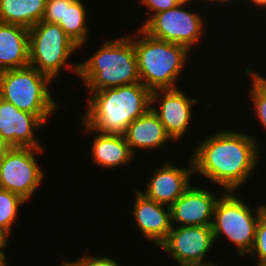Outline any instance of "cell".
I'll use <instances>...</instances> for the list:
<instances>
[{
  "label": "cell",
  "mask_w": 266,
  "mask_h": 266,
  "mask_svg": "<svg viewBox=\"0 0 266 266\" xmlns=\"http://www.w3.org/2000/svg\"><path fill=\"white\" fill-rule=\"evenodd\" d=\"M197 101L186 96L180 88L151 92V109L159 117L173 142L183 138L188 130L193 114L192 106L196 105ZM156 102L159 108L154 107Z\"/></svg>",
  "instance_id": "cell-11"
},
{
  "label": "cell",
  "mask_w": 266,
  "mask_h": 266,
  "mask_svg": "<svg viewBox=\"0 0 266 266\" xmlns=\"http://www.w3.org/2000/svg\"><path fill=\"white\" fill-rule=\"evenodd\" d=\"M135 189L133 216L145 239L159 247L171 230L170 206L157 203ZM165 207V208H164Z\"/></svg>",
  "instance_id": "cell-15"
},
{
  "label": "cell",
  "mask_w": 266,
  "mask_h": 266,
  "mask_svg": "<svg viewBox=\"0 0 266 266\" xmlns=\"http://www.w3.org/2000/svg\"><path fill=\"white\" fill-rule=\"evenodd\" d=\"M78 48L56 23L40 21L29 28V66L52 81L67 66L68 70L78 74V63L72 67L69 65V59Z\"/></svg>",
  "instance_id": "cell-7"
},
{
  "label": "cell",
  "mask_w": 266,
  "mask_h": 266,
  "mask_svg": "<svg viewBox=\"0 0 266 266\" xmlns=\"http://www.w3.org/2000/svg\"><path fill=\"white\" fill-rule=\"evenodd\" d=\"M255 139V136L229 129L205 137L193 149L194 172L221 185L226 192H236L250 179L259 163L260 147Z\"/></svg>",
  "instance_id": "cell-1"
},
{
  "label": "cell",
  "mask_w": 266,
  "mask_h": 266,
  "mask_svg": "<svg viewBox=\"0 0 266 266\" xmlns=\"http://www.w3.org/2000/svg\"><path fill=\"white\" fill-rule=\"evenodd\" d=\"M6 254L5 253H0V266H7L8 263L6 262Z\"/></svg>",
  "instance_id": "cell-30"
},
{
  "label": "cell",
  "mask_w": 266,
  "mask_h": 266,
  "mask_svg": "<svg viewBox=\"0 0 266 266\" xmlns=\"http://www.w3.org/2000/svg\"><path fill=\"white\" fill-rule=\"evenodd\" d=\"M82 121L95 132L124 135L151 108V91L141 82L90 93Z\"/></svg>",
  "instance_id": "cell-2"
},
{
  "label": "cell",
  "mask_w": 266,
  "mask_h": 266,
  "mask_svg": "<svg viewBox=\"0 0 266 266\" xmlns=\"http://www.w3.org/2000/svg\"><path fill=\"white\" fill-rule=\"evenodd\" d=\"M249 254L253 258L257 256V263H266V210L258 220L255 241Z\"/></svg>",
  "instance_id": "cell-23"
},
{
  "label": "cell",
  "mask_w": 266,
  "mask_h": 266,
  "mask_svg": "<svg viewBox=\"0 0 266 266\" xmlns=\"http://www.w3.org/2000/svg\"><path fill=\"white\" fill-rule=\"evenodd\" d=\"M88 255L89 254H85L74 261H66L71 266H119L118 262L110 257H94Z\"/></svg>",
  "instance_id": "cell-25"
},
{
  "label": "cell",
  "mask_w": 266,
  "mask_h": 266,
  "mask_svg": "<svg viewBox=\"0 0 266 266\" xmlns=\"http://www.w3.org/2000/svg\"><path fill=\"white\" fill-rule=\"evenodd\" d=\"M77 75L89 93L141 82L132 36L106 40L78 64Z\"/></svg>",
  "instance_id": "cell-3"
},
{
  "label": "cell",
  "mask_w": 266,
  "mask_h": 266,
  "mask_svg": "<svg viewBox=\"0 0 266 266\" xmlns=\"http://www.w3.org/2000/svg\"><path fill=\"white\" fill-rule=\"evenodd\" d=\"M244 71L252 78V86L248 93L254 105L257 120L266 129V76L261 75L258 71H253L251 67Z\"/></svg>",
  "instance_id": "cell-22"
},
{
  "label": "cell",
  "mask_w": 266,
  "mask_h": 266,
  "mask_svg": "<svg viewBox=\"0 0 266 266\" xmlns=\"http://www.w3.org/2000/svg\"><path fill=\"white\" fill-rule=\"evenodd\" d=\"M44 123L35 115L19 110L0 98V135L12 146L42 148L35 136V129Z\"/></svg>",
  "instance_id": "cell-14"
},
{
  "label": "cell",
  "mask_w": 266,
  "mask_h": 266,
  "mask_svg": "<svg viewBox=\"0 0 266 266\" xmlns=\"http://www.w3.org/2000/svg\"><path fill=\"white\" fill-rule=\"evenodd\" d=\"M51 82L47 75L31 66L4 70L0 72V98L19 110L35 114L45 124L60 108L50 93Z\"/></svg>",
  "instance_id": "cell-5"
},
{
  "label": "cell",
  "mask_w": 266,
  "mask_h": 266,
  "mask_svg": "<svg viewBox=\"0 0 266 266\" xmlns=\"http://www.w3.org/2000/svg\"><path fill=\"white\" fill-rule=\"evenodd\" d=\"M12 146L0 135V169L4 162L6 154L10 151Z\"/></svg>",
  "instance_id": "cell-27"
},
{
  "label": "cell",
  "mask_w": 266,
  "mask_h": 266,
  "mask_svg": "<svg viewBox=\"0 0 266 266\" xmlns=\"http://www.w3.org/2000/svg\"><path fill=\"white\" fill-rule=\"evenodd\" d=\"M215 244L211 226H174L167 239L159 246L181 265L207 266L214 262L205 261Z\"/></svg>",
  "instance_id": "cell-10"
},
{
  "label": "cell",
  "mask_w": 266,
  "mask_h": 266,
  "mask_svg": "<svg viewBox=\"0 0 266 266\" xmlns=\"http://www.w3.org/2000/svg\"><path fill=\"white\" fill-rule=\"evenodd\" d=\"M25 202L18 194L0 188V228L9 236L19 209Z\"/></svg>",
  "instance_id": "cell-21"
},
{
  "label": "cell",
  "mask_w": 266,
  "mask_h": 266,
  "mask_svg": "<svg viewBox=\"0 0 266 266\" xmlns=\"http://www.w3.org/2000/svg\"><path fill=\"white\" fill-rule=\"evenodd\" d=\"M83 130L88 133H97L91 145V160L101 168L113 169L127 165L132 161L133 154L124 135L103 134L95 132L83 122Z\"/></svg>",
  "instance_id": "cell-17"
},
{
  "label": "cell",
  "mask_w": 266,
  "mask_h": 266,
  "mask_svg": "<svg viewBox=\"0 0 266 266\" xmlns=\"http://www.w3.org/2000/svg\"><path fill=\"white\" fill-rule=\"evenodd\" d=\"M185 6L178 4L174 8L151 15L146 22H142L140 28L153 38L182 45L191 52L194 44L205 33V19Z\"/></svg>",
  "instance_id": "cell-8"
},
{
  "label": "cell",
  "mask_w": 266,
  "mask_h": 266,
  "mask_svg": "<svg viewBox=\"0 0 266 266\" xmlns=\"http://www.w3.org/2000/svg\"><path fill=\"white\" fill-rule=\"evenodd\" d=\"M43 148L12 147L6 154L0 169V188L18 194L27 202L45 179L35 153Z\"/></svg>",
  "instance_id": "cell-9"
},
{
  "label": "cell",
  "mask_w": 266,
  "mask_h": 266,
  "mask_svg": "<svg viewBox=\"0 0 266 266\" xmlns=\"http://www.w3.org/2000/svg\"><path fill=\"white\" fill-rule=\"evenodd\" d=\"M218 199V195L208 189L191 185L170 206L171 225L211 226Z\"/></svg>",
  "instance_id": "cell-12"
},
{
  "label": "cell",
  "mask_w": 266,
  "mask_h": 266,
  "mask_svg": "<svg viewBox=\"0 0 266 266\" xmlns=\"http://www.w3.org/2000/svg\"><path fill=\"white\" fill-rule=\"evenodd\" d=\"M65 13V0H47L42 21L58 24Z\"/></svg>",
  "instance_id": "cell-24"
},
{
  "label": "cell",
  "mask_w": 266,
  "mask_h": 266,
  "mask_svg": "<svg viewBox=\"0 0 266 266\" xmlns=\"http://www.w3.org/2000/svg\"><path fill=\"white\" fill-rule=\"evenodd\" d=\"M132 42L137 58L141 83L151 92L154 90L177 89V78L186 65V47L149 36L141 28ZM140 36V38H139Z\"/></svg>",
  "instance_id": "cell-4"
},
{
  "label": "cell",
  "mask_w": 266,
  "mask_h": 266,
  "mask_svg": "<svg viewBox=\"0 0 266 266\" xmlns=\"http://www.w3.org/2000/svg\"><path fill=\"white\" fill-rule=\"evenodd\" d=\"M250 1L252 2L251 3L252 5H256L262 9L264 7V9H266V0H250Z\"/></svg>",
  "instance_id": "cell-29"
},
{
  "label": "cell",
  "mask_w": 266,
  "mask_h": 266,
  "mask_svg": "<svg viewBox=\"0 0 266 266\" xmlns=\"http://www.w3.org/2000/svg\"><path fill=\"white\" fill-rule=\"evenodd\" d=\"M140 2L145 5L148 10L152 11L151 13H153V15L178 5L176 0H140Z\"/></svg>",
  "instance_id": "cell-26"
},
{
  "label": "cell",
  "mask_w": 266,
  "mask_h": 266,
  "mask_svg": "<svg viewBox=\"0 0 266 266\" xmlns=\"http://www.w3.org/2000/svg\"><path fill=\"white\" fill-rule=\"evenodd\" d=\"M8 239L9 235L0 228V253H4L5 247L9 243Z\"/></svg>",
  "instance_id": "cell-28"
},
{
  "label": "cell",
  "mask_w": 266,
  "mask_h": 266,
  "mask_svg": "<svg viewBox=\"0 0 266 266\" xmlns=\"http://www.w3.org/2000/svg\"><path fill=\"white\" fill-rule=\"evenodd\" d=\"M29 66V29L0 22V72Z\"/></svg>",
  "instance_id": "cell-16"
},
{
  "label": "cell",
  "mask_w": 266,
  "mask_h": 266,
  "mask_svg": "<svg viewBox=\"0 0 266 266\" xmlns=\"http://www.w3.org/2000/svg\"><path fill=\"white\" fill-rule=\"evenodd\" d=\"M256 266H266V263H258Z\"/></svg>",
  "instance_id": "cell-34"
},
{
  "label": "cell",
  "mask_w": 266,
  "mask_h": 266,
  "mask_svg": "<svg viewBox=\"0 0 266 266\" xmlns=\"http://www.w3.org/2000/svg\"><path fill=\"white\" fill-rule=\"evenodd\" d=\"M124 136L133 154L138 148L142 150L158 147L164 149L167 141H173L151 108L128 125Z\"/></svg>",
  "instance_id": "cell-18"
},
{
  "label": "cell",
  "mask_w": 266,
  "mask_h": 266,
  "mask_svg": "<svg viewBox=\"0 0 266 266\" xmlns=\"http://www.w3.org/2000/svg\"><path fill=\"white\" fill-rule=\"evenodd\" d=\"M189 161L190 167L187 168L165 162L152 171L153 176L146 183V193H141L150 200L171 206L192 185L190 181L195 172L192 159Z\"/></svg>",
  "instance_id": "cell-13"
},
{
  "label": "cell",
  "mask_w": 266,
  "mask_h": 266,
  "mask_svg": "<svg viewBox=\"0 0 266 266\" xmlns=\"http://www.w3.org/2000/svg\"><path fill=\"white\" fill-rule=\"evenodd\" d=\"M87 12L81 0H65V13L58 25L81 48L88 40Z\"/></svg>",
  "instance_id": "cell-20"
},
{
  "label": "cell",
  "mask_w": 266,
  "mask_h": 266,
  "mask_svg": "<svg viewBox=\"0 0 266 266\" xmlns=\"http://www.w3.org/2000/svg\"><path fill=\"white\" fill-rule=\"evenodd\" d=\"M47 0H0V22L27 29L42 21Z\"/></svg>",
  "instance_id": "cell-19"
},
{
  "label": "cell",
  "mask_w": 266,
  "mask_h": 266,
  "mask_svg": "<svg viewBox=\"0 0 266 266\" xmlns=\"http://www.w3.org/2000/svg\"><path fill=\"white\" fill-rule=\"evenodd\" d=\"M190 1H194V0H176V2H177L178 4H185V5H188V3H189ZM205 1H207V0H205Z\"/></svg>",
  "instance_id": "cell-31"
},
{
  "label": "cell",
  "mask_w": 266,
  "mask_h": 266,
  "mask_svg": "<svg viewBox=\"0 0 266 266\" xmlns=\"http://www.w3.org/2000/svg\"><path fill=\"white\" fill-rule=\"evenodd\" d=\"M235 193H221L214 208L211 227L214 240L220 235H225L237 246L238 254L242 257L250 253L253 247L258 220L266 210V204H259L255 211Z\"/></svg>",
  "instance_id": "cell-6"
},
{
  "label": "cell",
  "mask_w": 266,
  "mask_h": 266,
  "mask_svg": "<svg viewBox=\"0 0 266 266\" xmlns=\"http://www.w3.org/2000/svg\"><path fill=\"white\" fill-rule=\"evenodd\" d=\"M209 1H213V2L217 1L218 3H223V4L224 3H228L229 4L230 2H233V0H209Z\"/></svg>",
  "instance_id": "cell-32"
},
{
  "label": "cell",
  "mask_w": 266,
  "mask_h": 266,
  "mask_svg": "<svg viewBox=\"0 0 266 266\" xmlns=\"http://www.w3.org/2000/svg\"><path fill=\"white\" fill-rule=\"evenodd\" d=\"M61 266H71L66 260L62 262Z\"/></svg>",
  "instance_id": "cell-33"
}]
</instances>
